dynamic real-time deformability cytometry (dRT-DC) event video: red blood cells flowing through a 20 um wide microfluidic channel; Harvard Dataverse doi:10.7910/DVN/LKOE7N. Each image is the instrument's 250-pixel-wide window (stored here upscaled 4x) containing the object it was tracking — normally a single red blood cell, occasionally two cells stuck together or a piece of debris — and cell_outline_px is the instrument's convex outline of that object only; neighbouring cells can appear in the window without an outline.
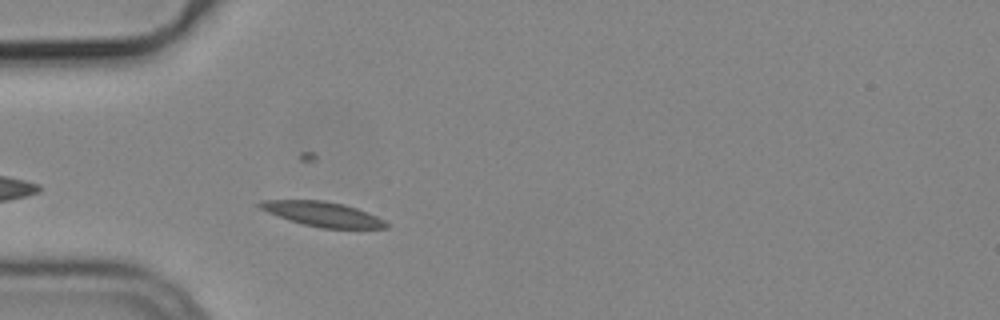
{"species": "common noctule bat (a hibernating species)", "species_latin": "Nyctalus noctula", "temperature_condition": "cold", "stored_images_in_passage": 8, "camera_frame_rate_fps": 3000, "um_per_image_px": 0.085, "animal": {"sex": "male", "body_mass_g": 19.2, "forearm_length_mm": 51.8}, "frame": {"image": 1, "passage_image": 4, "time_ms": 1.0, "image_size_px": [1000, 320], "cell_outline_px": [[388, 228], [320, 228], [288, 220], [268, 212], [260, 208], [256, 204], [260, 200], [324, 200], [344, 204], [356, 208], [376, 216], [384, 220], [388, 224]], "centroid_in_image_um": [27.4, 18.19], "position_along_channel_um": 57.6, "area_um2": 18.09}}